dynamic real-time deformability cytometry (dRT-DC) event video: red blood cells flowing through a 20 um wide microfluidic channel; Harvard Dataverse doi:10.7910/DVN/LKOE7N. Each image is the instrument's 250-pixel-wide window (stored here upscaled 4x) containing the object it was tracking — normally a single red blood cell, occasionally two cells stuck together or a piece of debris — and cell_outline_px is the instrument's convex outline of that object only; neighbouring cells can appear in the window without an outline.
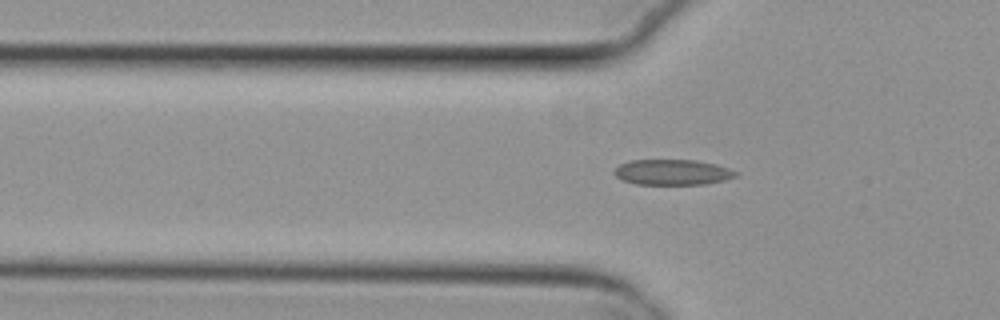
{"species": "common noctule bat (a hibernating species)", "species_latin": "Nyctalus noctula", "temperature_condition": "cold", "stored_images_in_passage": 12, "camera_frame_rate_fps": 3000, "um_per_image_px": 0.085, "animal": {"sex": "female", "body_mass_g": 29.2, "forearm_length_mm": 56.3}, "frame": {"image": 1, "passage_image": 9, "time_ms": 2.667, "image_size_px": [1000, 320], "cell_outline_px": [[740, 172], [736, 176], [724, 180], [704, 184], [636, 184], [624, 180], [616, 176], [612, 172], [620, 164], [632, 160], [696, 160], [716, 164]], "centroid_in_image_um": [57.18, 14.63], "position_along_channel_um": 68.6, "area_um2": 17.98}}